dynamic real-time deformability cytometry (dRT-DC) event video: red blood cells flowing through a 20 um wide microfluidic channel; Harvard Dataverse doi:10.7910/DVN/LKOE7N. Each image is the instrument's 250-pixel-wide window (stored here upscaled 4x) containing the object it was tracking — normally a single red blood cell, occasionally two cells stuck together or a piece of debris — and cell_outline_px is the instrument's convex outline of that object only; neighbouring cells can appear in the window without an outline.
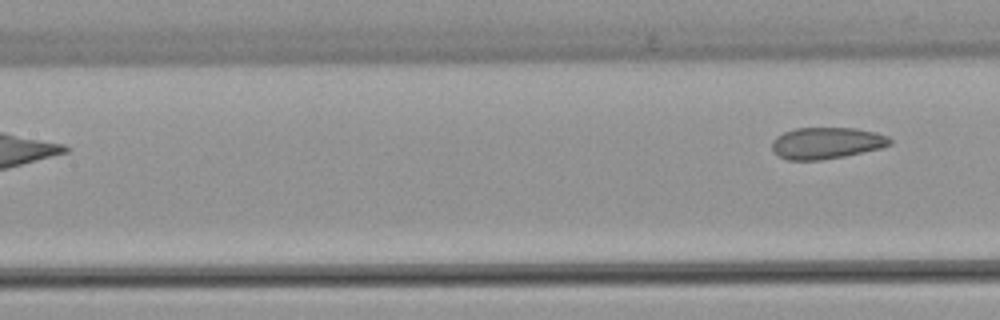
{"species": "common noctule bat (a hibernating species)", "species_latin": "Nyctalus noctula", "temperature_condition": "warm", "stored_images_in_passage": 5, "segment_of_instrument_passage": [2, 2], "camera_frame_rate_fps": 3000, "um_per_image_px": 0.085, "animal": {"sex": "female", "body_mass_g": 22.7, "forearm_length_mm": 54.2}, "frame": {"image": 1, "passage_image": 5, "time_ms": 5.667, "image_size_px": [1000, 320], "cell_outline_px": [[892, 144], [880, 148], [844, 156], [820, 160], [788, 160], [780, 156], [772, 148], [772, 140], [776, 136], [784, 132], [796, 128], [856, 128], [876, 132], [888, 136], [892, 140]], "centroid_in_image_um": [70.27, 12.15], "position_along_channel_um": 137.1, "area_um2": 21.62}}